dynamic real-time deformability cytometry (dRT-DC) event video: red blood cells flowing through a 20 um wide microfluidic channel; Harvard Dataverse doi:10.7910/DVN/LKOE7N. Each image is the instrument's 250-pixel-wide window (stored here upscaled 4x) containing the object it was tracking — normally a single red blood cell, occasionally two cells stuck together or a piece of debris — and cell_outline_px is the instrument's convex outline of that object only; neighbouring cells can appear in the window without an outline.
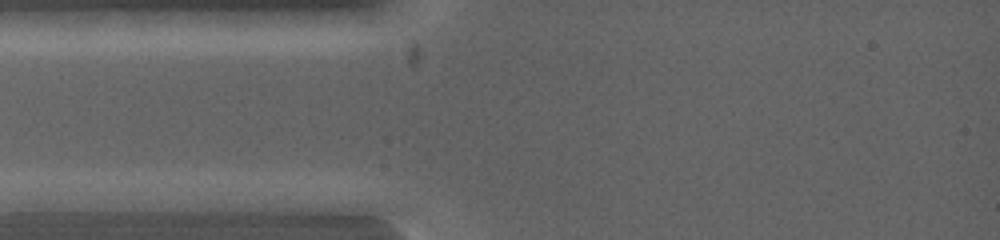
{"species": "common noctule bat (a hibernating species)", "species_latin": "Nyctalus noctula", "temperature_condition": "warm", "stored_images_in_passage": 3, "camera_frame_rate_fps": 5000, "um_per_image_px": 0.085, "animal": {"sex": "female", "body_mass_g": 19.0, "forearm_length_mm": 53.3}, "frame": {"image": 1, "passage_image": 2, "time_ms": 0.4, "image_size_px": [1000, 240], "cell_outline_px": [[120, 200], [100, 212], [16, 212], [16, 200], [100, 192]], "centroid_in_image_um": [5.72, 17.3], "position_along_channel_um": 79.3, "area_um2": 11.16}}